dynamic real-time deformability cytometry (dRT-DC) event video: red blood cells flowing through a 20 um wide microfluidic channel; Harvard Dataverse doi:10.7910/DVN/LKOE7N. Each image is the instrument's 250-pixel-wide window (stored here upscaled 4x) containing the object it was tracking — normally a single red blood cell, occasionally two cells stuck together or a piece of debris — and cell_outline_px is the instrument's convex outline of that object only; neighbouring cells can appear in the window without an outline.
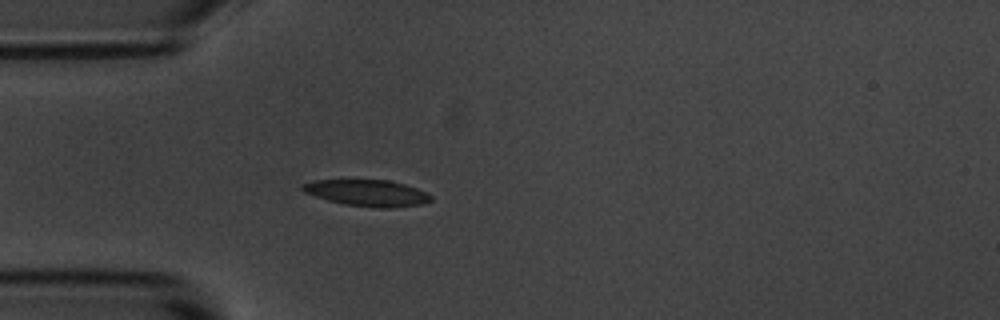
{"species": "common noctule bat (a hibernating species)", "species_latin": "Nyctalus noctula", "temperature_condition": "room temperature", "stored_images_in_passage": 1, "camera_frame_rate_fps": 3000, "um_per_image_px": 0.085, "animal": {"sex": "male", "body_mass_g": 20.1, "forearm_length_mm": 53.5}, "frame": {"image": 1, "passage_image": 1, "time_ms": 0.0, "image_size_px": [1000, 320], "cell_outline_px": [[432, 200], [424, 204], [396, 208], [380, 208], [344, 204], [328, 200], [304, 192], [300, 188], [300, 184], [312, 180], [388, 180], [404, 184], [416, 188], [432, 196]], "centroid_in_image_um": [31.21, 16.4], "position_along_channel_um": 53.8, "area_um2": 19.83}}